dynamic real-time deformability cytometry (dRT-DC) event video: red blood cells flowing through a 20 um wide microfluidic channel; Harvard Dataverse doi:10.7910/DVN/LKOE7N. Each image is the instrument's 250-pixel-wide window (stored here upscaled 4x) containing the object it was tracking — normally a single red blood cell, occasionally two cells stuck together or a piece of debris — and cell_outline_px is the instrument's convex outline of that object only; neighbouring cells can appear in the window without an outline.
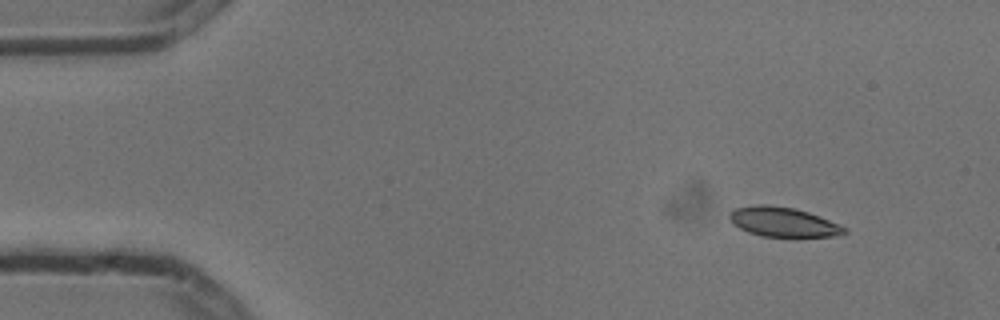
{"species": "common noctule bat (a hibernating species)", "species_latin": "Nyctalus noctula", "temperature_condition": "cold", "stored_images_in_passage": 4, "camera_frame_rate_fps": 3000, "um_per_image_px": 0.085, "animal": {"sex": "male", "body_mass_g": 13.3}, "frame": {"image": 1, "passage_image": 1, "time_ms": 0.0, "image_size_px": [1000, 320], "cell_outline_px": [[848, 232], [836, 236], [760, 236], [748, 232], [732, 224], [728, 216], [728, 212], [736, 208], [756, 204], [764, 204], [792, 208], [808, 212], [820, 216], [848, 228]], "centroid_in_image_um": [66.55, 18.86], "position_along_channel_um": 18.5, "area_um2": 19.77}}